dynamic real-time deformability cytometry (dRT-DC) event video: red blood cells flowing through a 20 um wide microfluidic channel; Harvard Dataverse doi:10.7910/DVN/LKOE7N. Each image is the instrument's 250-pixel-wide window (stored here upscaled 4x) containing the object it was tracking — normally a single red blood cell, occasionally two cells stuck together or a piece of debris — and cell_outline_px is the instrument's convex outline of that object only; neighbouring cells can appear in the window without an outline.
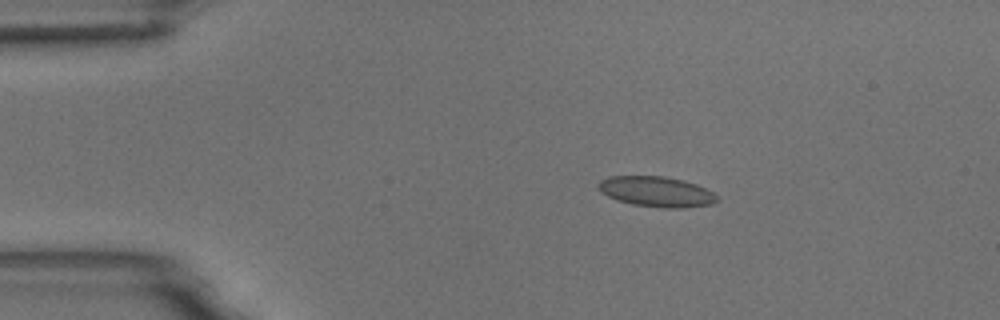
{"species": "common noctule bat (a hibernating species)", "species_latin": "Nyctalus noctula", "temperature_condition": "room temperature", "stored_images_in_passage": 4, "camera_frame_rate_fps": 3000, "um_per_image_px": 0.085, "animal": {"sex": "male", "body_mass_g": 18.8}, "frame": {"image": 1, "passage_image": 2, "time_ms": 1.333, "image_size_px": [1000, 320], "cell_outline_px": [[720, 200], [712, 204], [680, 208], [664, 208], [632, 204], [616, 200], [600, 192], [596, 184], [600, 180], [608, 176], [664, 176], [684, 180], [696, 184], [712, 192]], "centroid_in_image_um": [55.76, 16.28], "position_along_channel_um": 29.2, "area_um2": 21.1}}